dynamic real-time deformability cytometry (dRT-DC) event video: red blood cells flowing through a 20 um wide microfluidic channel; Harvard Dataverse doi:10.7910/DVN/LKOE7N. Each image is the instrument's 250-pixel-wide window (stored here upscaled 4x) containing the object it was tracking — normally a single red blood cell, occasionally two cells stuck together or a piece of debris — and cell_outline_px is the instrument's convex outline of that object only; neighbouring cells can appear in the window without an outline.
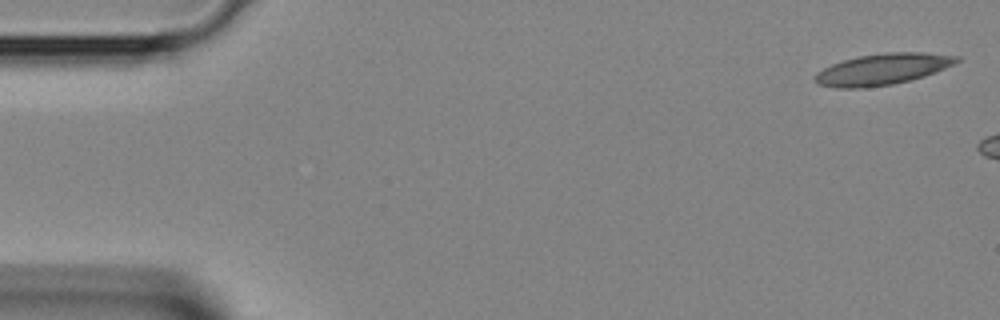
{"species": "Egyptian fruit bat (a non-hibernating species)", "species_latin": "Rousettus aegyptiacus", "temperature_condition": "room temperature", "stored_images_in_passage": 7, "camera_frame_rate_fps": 3000, "um_per_image_px": 0.085, "animal": {"sex": "female"}, "frame": {"image": 1, "passage_image": 1, "time_ms": 0.0, "image_size_px": [1000, 320], "cell_outline_px": [[960, 60], [944, 68], [924, 76], [892, 84], [864, 88], [836, 88], [816, 84], [812, 80], [812, 76], [816, 72], [832, 64], [844, 60], [860, 56], [884, 52], [924, 52], [960, 56]], "centroid_in_image_um": [74.95, 5.88], "position_along_channel_um": 10.0, "area_um2": 25.78}}